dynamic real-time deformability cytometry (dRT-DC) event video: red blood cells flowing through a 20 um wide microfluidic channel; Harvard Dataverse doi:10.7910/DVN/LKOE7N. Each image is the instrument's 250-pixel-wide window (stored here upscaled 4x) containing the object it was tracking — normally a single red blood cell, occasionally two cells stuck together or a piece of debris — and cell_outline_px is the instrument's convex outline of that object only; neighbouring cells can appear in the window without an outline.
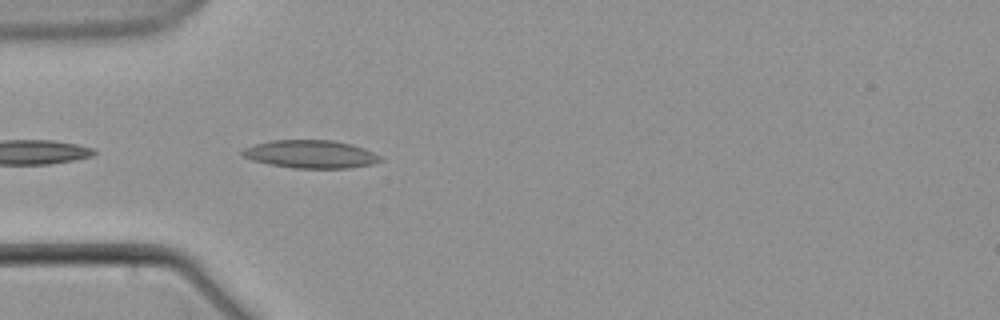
{"species": "common noctule bat (a hibernating species)", "species_latin": "Nyctalus noctula", "temperature_condition": "warm", "stored_images_in_passage": 4, "camera_frame_rate_fps": 3000, "um_per_image_px": 0.085, "animal": {"sex": "male", "body_mass_g": 21.5, "forearm_length_mm": 52.0}, "frame": {"image": 1, "passage_image": 4, "time_ms": 6.0, "image_size_px": [1000, 320], "cell_outline_px": [[384, 160], [372, 164], [352, 168], [292, 168], [268, 164], [252, 160], [240, 156], [240, 152], [244, 148], [256, 144], [272, 140], [332, 140], [364, 148], [384, 156]], "centroid_in_image_um": [26.42, 13.11], "position_along_channel_um": 58.6, "area_um2": 22.72}}